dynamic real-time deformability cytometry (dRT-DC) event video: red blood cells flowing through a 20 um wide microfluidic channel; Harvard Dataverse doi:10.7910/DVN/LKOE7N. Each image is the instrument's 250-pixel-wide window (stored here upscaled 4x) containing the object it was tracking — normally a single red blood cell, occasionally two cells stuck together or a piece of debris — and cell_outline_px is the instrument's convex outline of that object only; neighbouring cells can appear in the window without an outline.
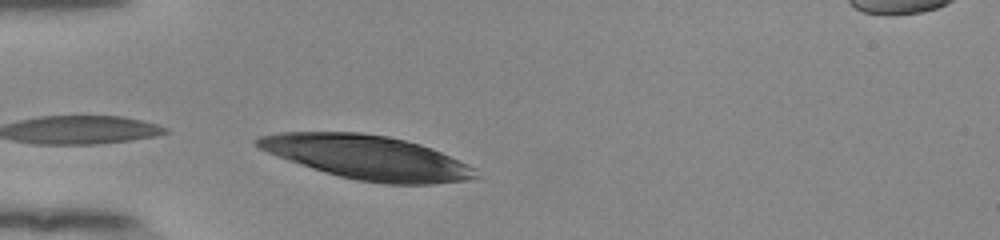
{"species": "human", "species_latin": "Homo sapiens", "temperature_condition": "room temperature", "stored_images_in_passage": 30, "segment_of_instrument_passage": [1, 2], "camera_frame_rate_fps": 3000, "um_per_image_px": 0.085, "donor": {"sex": "female"}, "frame": {"image": 1, "passage_image": 1, "time_ms": 0.0, "image_size_px": [1000, 240], "cell_outline_px": [[480, 176], [468, 180], [432, 184], [384, 184], [360, 180], [340, 176], [324, 172], [276, 156], [260, 148], [252, 140], [260, 136], [280, 132], [360, 132], [388, 136], [420, 144], [432, 148], [468, 164], [476, 168]], "centroid_in_image_um": [31.24, 13.37], "position_along_channel_um": 53.8, "area_um2": 55.83}}